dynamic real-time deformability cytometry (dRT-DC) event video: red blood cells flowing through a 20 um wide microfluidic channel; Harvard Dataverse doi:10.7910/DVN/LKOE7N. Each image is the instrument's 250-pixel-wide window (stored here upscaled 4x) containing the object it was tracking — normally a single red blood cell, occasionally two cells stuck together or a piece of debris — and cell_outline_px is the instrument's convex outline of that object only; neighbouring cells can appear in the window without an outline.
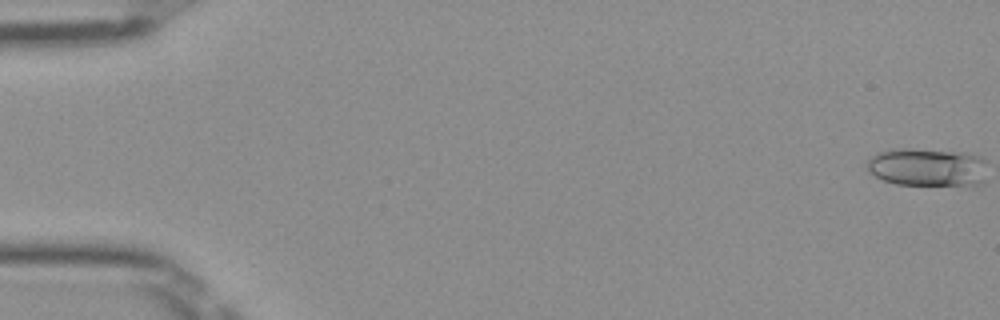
{"species": "Egyptian fruit bat (a non-hibernating species)", "species_latin": "Rousettus aegyptiacus", "temperature_condition": "room temperature", "stored_images_in_passage": 51, "camera_frame_rate_fps": 3000, "um_per_image_px": 0.085, "frame": {"image": 1, "passage_image": 1, "time_ms": 0.0, "image_size_px": [1000, 320], "cell_outline_px": [[984, 184], [896, 184], [884, 180], [868, 172], [868, 160], [876, 152], [892, 148], [912, 148], [960, 152], [976, 156], [984, 160]], "centroid_in_image_um": [78.76, 14.19], "position_along_channel_um": 6.2, "area_um2": 26.41}}
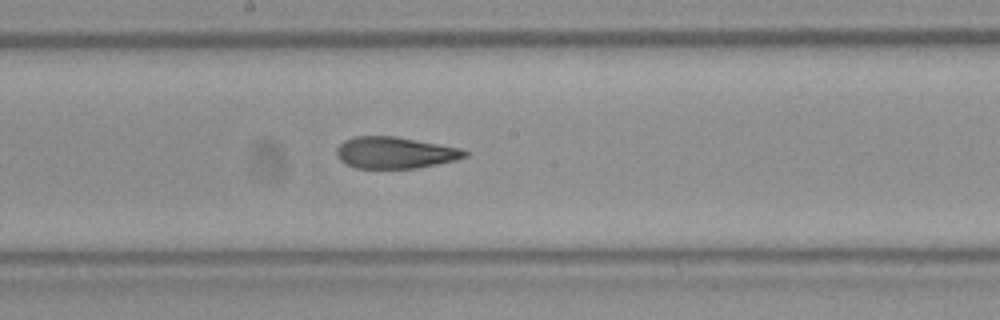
{"frame": {"image": 2, "passage_image": 28, "time_ms": 9.0, "image_size_px": [1000, 320], "cell_outline_px": [[468, 156], [456, 160], [416, 168], [356, 168], [344, 164], [336, 156], [336, 148], [344, 140], [356, 136], [396, 136], [460, 148], [468, 152]], "centroid_in_image_um": [33.54, 12.98], "position_along_channel_um": 214.7, "area_um2": 23.64}}
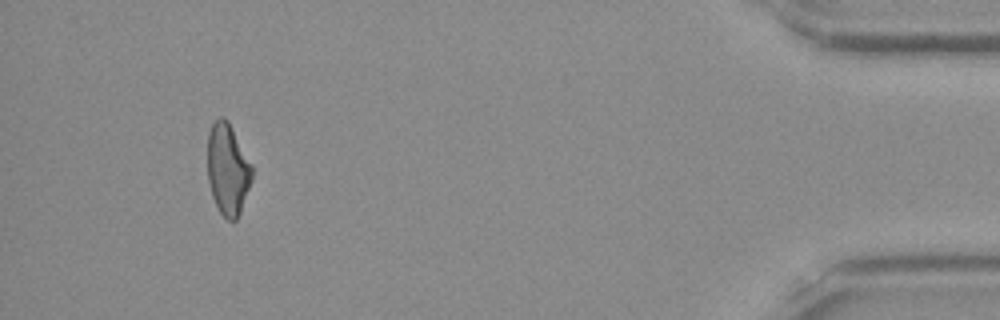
{"frame": {"image": 3, "passage_image": 48, "time_ms": 15.667, "image_size_px": [1000, 320], "cell_outline_px": [[252, 180], [240, 212], [236, 220], [228, 220], [220, 212], [212, 196], [208, 180], [208, 132], [212, 124], [220, 116], [224, 116], [228, 120], [252, 164]], "centroid_in_image_um": [19.36, 14.36], "position_along_channel_um": 415.8, "area_um2": 23.64}, "authors_computed_cell_mechanics": {"area_um2": 24.276, "velocity_mm_per_s": 4.0255, "shape_relaxation_time_tau1_ms": 7.7735, "shape_relaxation_time_tau2_ms": 2.3927, "deformation_change_tau1": 0.2177, "deformation_change_tau2": 0.1057}}